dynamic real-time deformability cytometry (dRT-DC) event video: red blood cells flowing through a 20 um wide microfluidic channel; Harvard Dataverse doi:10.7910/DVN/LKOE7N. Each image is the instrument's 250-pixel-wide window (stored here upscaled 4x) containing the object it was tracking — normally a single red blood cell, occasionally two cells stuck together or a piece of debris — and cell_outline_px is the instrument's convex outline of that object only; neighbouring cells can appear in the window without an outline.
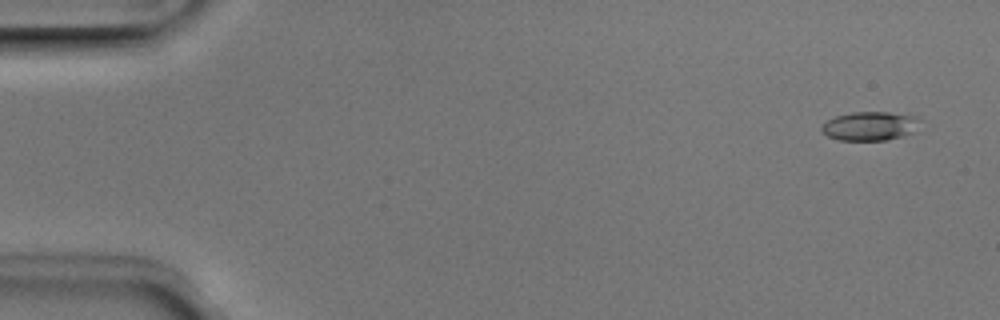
{"species": "Egyptian fruit bat (a non-hibernating species)", "species_latin": "Rousettus aegyptiacus", "temperature_condition": "room temperature", "stored_images_in_passage": 5, "camera_frame_rate_fps": 3000, "um_per_image_px": 0.085, "animal": {"sex": "male"}, "frame": {"image": 1, "passage_image": 1, "time_ms": 0.0, "image_size_px": [1000, 320], "cell_outline_px": [[920, 120], [912, 132], [904, 136], [884, 140], [840, 140], [828, 136], [820, 128], [828, 120], [836, 116], [852, 112], [888, 112], [920, 116]], "centroid_in_image_um": [73.97, 10.7], "position_along_channel_um": 11.0, "area_um2": 16.42}}
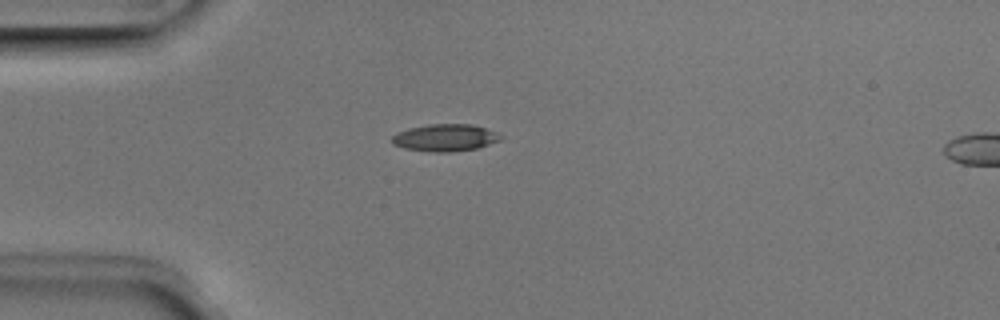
{"frame": {"image": 2, "passage_image": 4, "time_ms": 1.0, "image_size_px": [1000, 320], "cell_outline_px": [[504, 136], [500, 140], [476, 148], [452, 152], [432, 152], [404, 148], [392, 144], [392, 136], [396, 132], [408, 128], [428, 124], [472, 124], [496, 132]], "centroid_in_image_um": [37.81, 11.7], "position_along_channel_um": 47.2, "area_um2": 17.22}}